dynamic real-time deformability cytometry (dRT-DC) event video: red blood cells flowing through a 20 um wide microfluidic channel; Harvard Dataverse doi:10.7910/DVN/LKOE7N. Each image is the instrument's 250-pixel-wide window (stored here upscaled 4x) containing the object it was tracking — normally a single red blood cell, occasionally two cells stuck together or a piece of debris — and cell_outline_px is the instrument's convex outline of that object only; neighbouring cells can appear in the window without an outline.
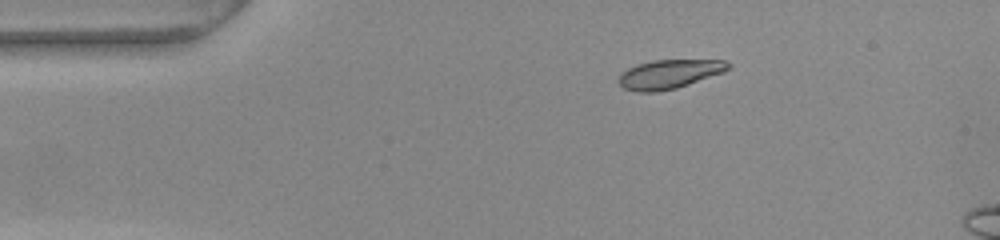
{"species": "common noctule bat (a hibernating species)", "species_latin": "Nyctalus noctula", "temperature_condition": "warm", "stored_images_in_passage": 17, "camera_frame_rate_fps": 3000, "um_per_image_px": 0.085, "animal": {"sex": "female", "body_mass_g": 22.0, "forearm_length_mm": 56.7}, "frame": {"image": 1, "passage_image": 10, "time_ms": 3.0, "image_size_px": [1000, 240], "cell_outline_px": [[732, 68], [724, 72], [676, 88], [656, 92], [636, 92], [624, 88], [620, 84], [620, 76], [628, 68], [636, 64], [652, 60], [728, 60], [732, 64]], "centroid_in_image_um": [56.95, 6.29], "position_along_channel_um": 28.1, "area_um2": 18.5}}